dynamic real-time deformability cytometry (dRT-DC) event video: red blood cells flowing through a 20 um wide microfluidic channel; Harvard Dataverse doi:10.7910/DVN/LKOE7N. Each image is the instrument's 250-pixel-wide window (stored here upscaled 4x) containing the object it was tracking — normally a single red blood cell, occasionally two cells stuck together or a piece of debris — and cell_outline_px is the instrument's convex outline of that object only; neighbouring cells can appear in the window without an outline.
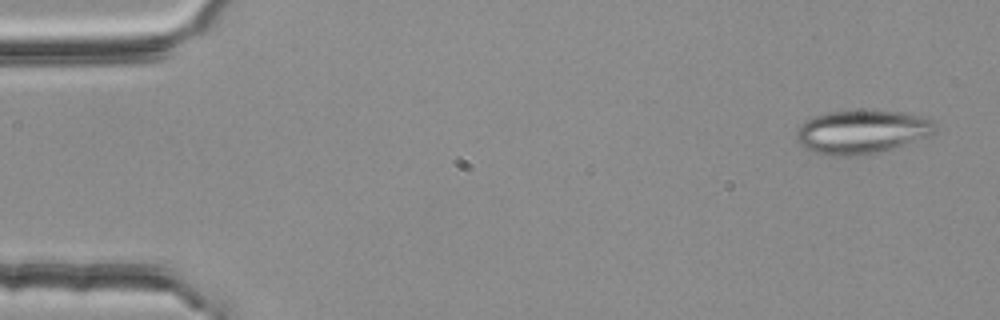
{"species": "common noctule bat (a hibernating species)", "species_latin": "Nyctalus noctula", "temperature_condition": "room temperature", "stored_images_in_passage": 4, "camera_frame_rate_fps": 3000, "um_per_image_px": 0.085, "animal": {"sex": "female", "body_mass_g": 25.1}, "frame": {"image": 1, "passage_image": 1, "time_ms": 0.0, "image_size_px": [1000, 320], "cell_outline_px": [[936, 132], [928, 136], [880, 152], [848, 156], [836, 156], [812, 152], [804, 148], [796, 140], [796, 128], [804, 120], [812, 116], [828, 112], [904, 112], [920, 116], [932, 120], [936, 124]], "centroid_in_image_um": [73.2, 11.22], "position_along_channel_um": 11.8, "area_um2": 34.91}}